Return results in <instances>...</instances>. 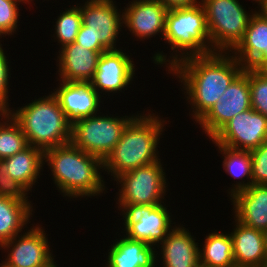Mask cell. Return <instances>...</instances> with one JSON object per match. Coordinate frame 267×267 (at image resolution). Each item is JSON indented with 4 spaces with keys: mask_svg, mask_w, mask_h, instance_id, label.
<instances>
[{
    "mask_svg": "<svg viewBox=\"0 0 267 267\" xmlns=\"http://www.w3.org/2000/svg\"><path fill=\"white\" fill-rule=\"evenodd\" d=\"M28 146L20 125L7 111H0V161Z\"/></svg>",
    "mask_w": 267,
    "mask_h": 267,
    "instance_id": "27",
    "label": "cell"
},
{
    "mask_svg": "<svg viewBox=\"0 0 267 267\" xmlns=\"http://www.w3.org/2000/svg\"><path fill=\"white\" fill-rule=\"evenodd\" d=\"M163 40L173 51L168 55L163 51L155 52L153 63L170 70L179 61L191 57L215 53L210 43L206 14L202 4L169 9Z\"/></svg>",
    "mask_w": 267,
    "mask_h": 267,
    "instance_id": "4",
    "label": "cell"
},
{
    "mask_svg": "<svg viewBox=\"0 0 267 267\" xmlns=\"http://www.w3.org/2000/svg\"><path fill=\"white\" fill-rule=\"evenodd\" d=\"M55 20V25H53L54 34L51 37H54L53 40L58 42L59 47L62 48L75 42L83 23L80 7L75 4L70 8H66L65 11L60 12V15Z\"/></svg>",
    "mask_w": 267,
    "mask_h": 267,
    "instance_id": "28",
    "label": "cell"
},
{
    "mask_svg": "<svg viewBox=\"0 0 267 267\" xmlns=\"http://www.w3.org/2000/svg\"><path fill=\"white\" fill-rule=\"evenodd\" d=\"M58 265H57V263H55V264H53L51 267H57Z\"/></svg>",
    "mask_w": 267,
    "mask_h": 267,
    "instance_id": "42",
    "label": "cell"
},
{
    "mask_svg": "<svg viewBox=\"0 0 267 267\" xmlns=\"http://www.w3.org/2000/svg\"><path fill=\"white\" fill-rule=\"evenodd\" d=\"M26 2H27V4H29L30 6H31V3L33 4L34 2H32V1H35V0H25ZM43 1H45V0H43ZM49 1V0H48Z\"/></svg>",
    "mask_w": 267,
    "mask_h": 267,
    "instance_id": "41",
    "label": "cell"
},
{
    "mask_svg": "<svg viewBox=\"0 0 267 267\" xmlns=\"http://www.w3.org/2000/svg\"><path fill=\"white\" fill-rule=\"evenodd\" d=\"M57 81L58 86L52 93L71 122L93 116L102 110V97L90 83Z\"/></svg>",
    "mask_w": 267,
    "mask_h": 267,
    "instance_id": "16",
    "label": "cell"
},
{
    "mask_svg": "<svg viewBox=\"0 0 267 267\" xmlns=\"http://www.w3.org/2000/svg\"><path fill=\"white\" fill-rule=\"evenodd\" d=\"M27 228L0 245V250L8 254L3 261L11 267H51L56 263V256L52 254L48 234L42 224L33 223L30 229L29 226Z\"/></svg>",
    "mask_w": 267,
    "mask_h": 267,
    "instance_id": "11",
    "label": "cell"
},
{
    "mask_svg": "<svg viewBox=\"0 0 267 267\" xmlns=\"http://www.w3.org/2000/svg\"><path fill=\"white\" fill-rule=\"evenodd\" d=\"M16 110L7 112L20 125L28 145L42 151L70 143L72 122L65 115L55 95H48Z\"/></svg>",
    "mask_w": 267,
    "mask_h": 267,
    "instance_id": "5",
    "label": "cell"
},
{
    "mask_svg": "<svg viewBox=\"0 0 267 267\" xmlns=\"http://www.w3.org/2000/svg\"><path fill=\"white\" fill-rule=\"evenodd\" d=\"M263 235H264L265 249L267 253V228L263 231Z\"/></svg>",
    "mask_w": 267,
    "mask_h": 267,
    "instance_id": "37",
    "label": "cell"
},
{
    "mask_svg": "<svg viewBox=\"0 0 267 267\" xmlns=\"http://www.w3.org/2000/svg\"><path fill=\"white\" fill-rule=\"evenodd\" d=\"M232 232L233 257L236 267H263L267 264L263 231L248 227L234 216Z\"/></svg>",
    "mask_w": 267,
    "mask_h": 267,
    "instance_id": "20",
    "label": "cell"
},
{
    "mask_svg": "<svg viewBox=\"0 0 267 267\" xmlns=\"http://www.w3.org/2000/svg\"><path fill=\"white\" fill-rule=\"evenodd\" d=\"M252 1H255V3H258L257 5L260 7L264 0H252Z\"/></svg>",
    "mask_w": 267,
    "mask_h": 267,
    "instance_id": "38",
    "label": "cell"
},
{
    "mask_svg": "<svg viewBox=\"0 0 267 267\" xmlns=\"http://www.w3.org/2000/svg\"><path fill=\"white\" fill-rule=\"evenodd\" d=\"M56 75L65 82L90 83L97 69L102 53L86 49L73 42L59 48Z\"/></svg>",
    "mask_w": 267,
    "mask_h": 267,
    "instance_id": "18",
    "label": "cell"
},
{
    "mask_svg": "<svg viewBox=\"0 0 267 267\" xmlns=\"http://www.w3.org/2000/svg\"><path fill=\"white\" fill-rule=\"evenodd\" d=\"M76 4L80 7L83 24L93 37V51L118 50L119 34L124 22L123 10L118 8L116 1L86 0Z\"/></svg>",
    "mask_w": 267,
    "mask_h": 267,
    "instance_id": "10",
    "label": "cell"
},
{
    "mask_svg": "<svg viewBox=\"0 0 267 267\" xmlns=\"http://www.w3.org/2000/svg\"><path fill=\"white\" fill-rule=\"evenodd\" d=\"M166 9L191 7L201 4L202 0H159Z\"/></svg>",
    "mask_w": 267,
    "mask_h": 267,
    "instance_id": "35",
    "label": "cell"
},
{
    "mask_svg": "<svg viewBox=\"0 0 267 267\" xmlns=\"http://www.w3.org/2000/svg\"><path fill=\"white\" fill-rule=\"evenodd\" d=\"M251 108L248 67H245L197 123L211 139L234 116Z\"/></svg>",
    "mask_w": 267,
    "mask_h": 267,
    "instance_id": "13",
    "label": "cell"
},
{
    "mask_svg": "<svg viewBox=\"0 0 267 267\" xmlns=\"http://www.w3.org/2000/svg\"><path fill=\"white\" fill-rule=\"evenodd\" d=\"M122 48L108 50L101 54L95 74L90 81L101 97L113 96L115 93L127 90L135 76V64L132 55L124 53ZM127 88V89H126ZM113 95H109V94ZM103 94V95H101Z\"/></svg>",
    "mask_w": 267,
    "mask_h": 267,
    "instance_id": "14",
    "label": "cell"
},
{
    "mask_svg": "<svg viewBox=\"0 0 267 267\" xmlns=\"http://www.w3.org/2000/svg\"><path fill=\"white\" fill-rule=\"evenodd\" d=\"M116 116L99 112L72 122L70 143L102 161L119 142L127 124L138 114ZM109 115V116H108Z\"/></svg>",
    "mask_w": 267,
    "mask_h": 267,
    "instance_id": "6",
    "label": "cell"
},
{
    "mask_svg": "<svg viewBox=\"0 0 267 267\" xmlns=\"http://www.w3.org/2000/svg\"><path fill=\"white\" fill-rule=\"evenodd\" d=\"M250 153L252 184L267 185V140Z\"/></svg>",
    "mask_w": 267,
    "mask_h": 267,
    "instance_id": "32",
    "label": "cell"
},
{
    "mask_svg": "<svg viewBox=\"0 0 267 267\" xmlns=\"http://www.w3.org/2000/svg\"><path fill=\"white\" fill-rule=\"evenodd\" d=\"M261 70L267 75V64Z\"/></svg>",
    "mask_w": 267,
    "mask_h": 267,
    "instance_id": "40",
    "label": "cell"
},
{
    "mask_svg": "<svg viewBox=\"0 0 267 267\" xmlns=\"http://www.w3.org/2000/svg\"><path fill=\"white\" fill-rule=\"evenodd\" d=\"M119 211L124 221L121 233L132 240L144 241L155 247L167 238L175 227L173 224H176L165 202L159 205H123Z\"/></svg>",
    "mask_w": 267,
    "mask_h": 267,
    "instance_id": "9",
    "label": "cell"
},
{
    "mask_svg": "<svg viewBox=\"0 0 267 267\" xmlns=\"http://www.w3.org/2000/svg\"><path fill=\"white\" fill-rule=\"evenodd\" d=\"M244 69L230 52H215L185 58L167 74L182 84L181 91L192 110L189 116L197 124Z\"/></svg>",
    "mask_w": 267,
    "mask_h": 267,
    "instance_id": "1",
    "label": "cell"
},
{
    "mask_svg": "<svg viewBox=\"0 0 267 267\" xmlns=\"http://www.w3.org/2000/svg\"><path fill=\"white\" fill-rule=\"evenodd\" d=\"M0 41V111H7L10 107L9 99L10 95V78H11V68L9 62L10 60L8 56H6V52L3 49V46ZM8 57V58H7Z\"/></svg>",
    "mask_w": 267,
    "mask_h": 267,
    "instance_id": "33",
    "label": "cell"
},
{
    "mask_svg": "<svg viewBox=\"0 0 267 267\" xmlns=\"http://www.w3.org/2000/svg\"><path fill=\"white\" fill-rule=\"evenodd\" d=\"M210 140L233 150L251 151L267 140V117L248 109L229 120Z\"/></svg>",
    "mask_w": 267,
    "mask_h": 267,
    "instance_id": "12",
    "label": "cell"
},
{
    "mask_svg": "<svg viewBox=\"0 0 267 267\" xmlns=\"http://www.w3.org/2000/svg\"><path fill=\"white\" fill-rule=\"evenodd\" d=\"M251 107L267 117V75L262 70L248 68Z\"/></svg>",
    "mask_w": 267,
    "mask_h": 267,
    "instance_id": "29",
    "label": "cell"
},
{
    "mask_svg": "<svg viewBox=\"0 0 267 267\" xmlns=\"http://www.w3.org/2000/svg\"><path fill=\"white\" fill-rule=\"evenodd\" d=\"M0 267H11V266L7 265L4 261H2V263H0Z\"/></svg>",
    "mask_w": 267,
    "mask_h": 267,
    "instance_id": "39",
    "label": "cell"
},
{
    "mask_svg": "<svg viewBox=\"0 0 267 267\" xmlns=\"http://www.w3.org/2000/svg\"><path fill=\"white\" fill-rule=\"evenodd\" d=\"M150 111L144 113L143 110L127 124L119 142L103 161V172H107L112 180L135 168L162 160L158 145L169 120Z\"/></svg>",
    "mask_w": 267,
    "mask_h": 267,
    "instance_id": "3",
    "label": "cell"
},
{
    "mask_svg": "<svg viewBox=\"0 0 267 267\" xmlns=\"http://www.w3.org/2000/svg\"><path fill=\"white\" fill-rule=\"evenodd\" d=\"M176 225L157 246V265L162 261V267H198L200 243L196 242V237L191 235L189 229L183 227L185 225Z\"/></svg>",
    "mask_w": 267,
    "mask_h": 267,
    "instance_id": "17",
    "label": "cell"
},
{
    "mask_svg": "<svg viewBox=\"0 0 267 267\" xmlns=\"http://www.w3.org/2000/svg\"><path fill=\"white\" fill-rule=\"evenodd\" d=\"M33 211L25 202L0 196V245L26 230Z\"/></svg>",
    "mask_w": 267,
    "mask_h": 267,
    "instance_id": "24",
    "label": "cell"
},
{
    "mask_svg": "<svg viewBox=\"0 0 267 267\" xmlns=\"http://www.w3.org/2000/svg\"><path fill=\"white\" fill-rule=\"evenodd\" d=\"M230 201L239 222L261 231L267 228V185L252 184L237 192Z\"/></svg>",
    "mask_w": 267,
    "mask_h": 267,
    "instance_id": "21",
    "label": "cell"
},
{
    "mask_svg": "<svg viewBox=\"0 0 267 267\" xmlns=\"http://www.w3.org/2000/svg\"><path fill=\"white\" fill-rule=\"evenodd\" d=\"M123 8L125 31H130L136 41L155 39L156 35L163 39L168 9L159 0H133Z\"/></svg>",
    "mask_w": 267,
    "mask_h": 267,
    "instance_id": "15",
    "label": "cell"
},
{
    "mask_svg": "<svg viewBox=\"0 0 267 267\" xmlns=\"http://www.w3.org/2000/svg\"><path fill=\"white\" fill-rule=\"evenodd\" d=\"M27 4L25 0H0V39L7 35L13 36L18 31L20 23V4ZM2 41V40H0Z\"/></svg>",
    "mask_w": 267,
    "mask_h": 267,
    "instance_id": "30",
    "label": "cell"
},
{
    "mask_svg": "<svg viewBox=\"0 0 267 267\" xmlns=\"http://www.w3.org/2000/svg\"><path fill=\"white\" fill-rule=\"evenodd\" d=\"M256 8H258L256 12L261 15L265 20H267V0H264L261 6H257Z\"/></svg>",
    "mask_w": 267,
    "mask_h": 267,
    "instance_id": "36",
    "label": "cell"
},
{
    "mask_svg": "<svg viewBox=\"0 0 267 267\" xmlns=\"http://www.w3.org/2000/svg\"><path fill=\"white\" fill-rule=\"evenodd\" d=\"M210 43L215 52H231L241 41L255 10L247 11L239 0H202Z\"/></svg>",
    "mask_w": 267,
    "mask_h": 267,
    "instance_id": "7",
    "label": "cell"
},
{
    "mask_svg": "<svg viewBox=\"0 0 267 267\" xmlns=\"http://www.w3.org/2000/svg\"><path fill=\"white\" fill-rule=\"evenodd\" d=\"M110 246L104 267H157V249L154 245L123 235Z\"/></svg>",
    "mask_w": 267,
    "mask_h": 267,
    "instance_id": "22",
    "label": "cell"
},
{
    "mask_svg": "<svg viewBox=\"0 0 267 267\" xmlns=\"http://www.w3.org/2000/svg\"><path fill=\"white\" fill-rule=\"evenodd\" d=\"M44 164L63 198L100 197L108 192L102 176L103 161L71 143L45 150Z\"/></svg>",
    "mask_w": 267,
    "mask_h": 267,
    "instance_id": "2",
    "label": "cell"
},
{
    "mask_svg": "<svg viewBox=\"0 0 267 267\" xmlns=\"http://www.w3.org/2000/svg\"><path fill=\"white\" fill-rule=\"evenodd\" d=\"M230 53L244 67L261 70L267 64V20L255 11L243 38Z\"/></svg>",
    "mask_w": 267,
    "mask_h": 267,
    "instance_id": "19",
    "label": "cell"
},
{
    "mask_svg": "<svg viewBox=\"0 0 267 267\" xmlns=\"http://www.w3.org/2000/svg\"><path fill=\"white\" fill-rule=\"evenodd\" d=\"M199 245L200 264L206 267H236L230 233L215 230Z\"/></svg>",
    "mask_w": 267,
    "mask_h": 267,
    "instance_id": "26",
    "label": "cell"
},
{
    "mask_svg": "<svg viewBox=\"0 0 267 267\" xmlns=\"http://www.w3.org/2000/svg\"><path fill=\"white\" fill-rule=\"evenodd\" d=\"M161 160L121 174L114 181L118 185L116 205H159L166 202L168 183ZM165 198V199H164Z\"/></svg>",
    "mask_w": 267,
    "mask_h": 267,
    "instance_id": "8",
    "label": "cell"
},
{
    "mask_svg": "<svg viewBox=\"0 0 267 267\" xmlns=\"http://www.w3.org/2000/svg\"><path fill=\"white\" fill-rule=\"evenodd\" d=\"M218 151L224 159L222 168L232 178L237 179L235 184L232 183L227 192L230 197H233L237 192L245 190L252 185V167L250 151L233 150L221 145L215 144Z\"/></svg>",
    "mask_w": 267,
    "mask_h": 267,
    "instance_id": "25",
    "label": "cell"
},
{
    "mask_svg": "<svg viewBox=\"0 0 267 267\" xmlns=\"http://www.w3.org/2000/svg\"><path fill=\"white\" fill-rule=\"evenodd\" d=\"M29 193L23 185L10 177L5 164L0 161V196L20 200L33 209L34 203L28 199Z\"/></svg>",
    "mask_w": 267,
    "mask_h": 267,
    "instance_id": "31",
    "label": "cell"
},
{
    "mask_svg": "<svg viewBox=\"0 0 267 267\" xmlns=\"http://www.w3.org/2000/svg\"><path fill=\"white\" fill-rule=\"evenodd\" d=\"M13 180L23 185L29 192L35 187V183L43 171L44 151L28 145L14 156L1 160Z\"/></svg>",
    "mask_w": 267,
    "mask_h": 267,
    "instance_id": "23",
    "label": "cell"
},
{
    "mask_svg": "<svg viewBox=\"0 0 267 267\" xmlns=\"http://www.w3.org/2000/svg\"><path fill=\"white\" fill-rule=\"evenodd\" d=\"M75 43L79 44V46H84L86 49L93 50V37L83 23L76 36Z\"/></svg>",
    "mask_w": 267,
    "mask_h": 267,
    "instance_id": "34",
    "label": "cell"
}]
</instances>
